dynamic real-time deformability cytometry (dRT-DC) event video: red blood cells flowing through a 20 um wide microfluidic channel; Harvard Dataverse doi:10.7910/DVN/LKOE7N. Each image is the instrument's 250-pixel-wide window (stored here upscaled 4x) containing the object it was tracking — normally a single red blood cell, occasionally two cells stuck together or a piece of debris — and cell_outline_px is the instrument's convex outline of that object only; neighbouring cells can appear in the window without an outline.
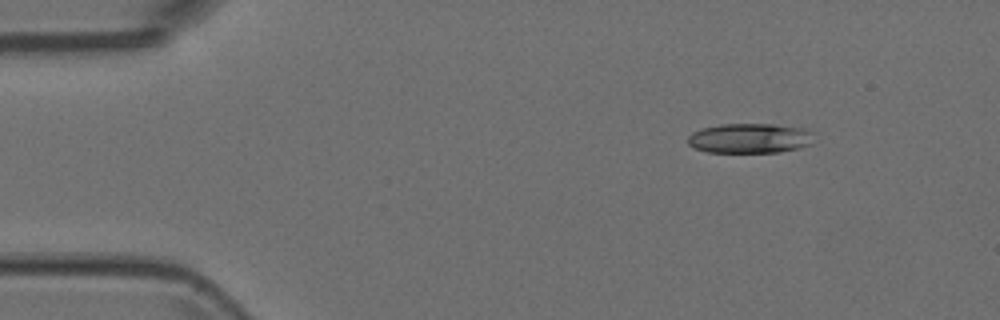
{"species": "Egyptian fruit bat (a non-hibernating species)", "species_latin": "Rousettus aegyptiacus", "temperature_condition": "room temperature", "stored_images_in_passage": 13, "camera_frame_rate_fps": 3000, "um_per_image_px": 0.085, "animal": {"sex": "female"}, "frame": {"image": 1, "passage_image": 1, "time_ms": 0.0, "image_size_px": [1000, 320], "cell_outline_px": [[812, 144], [800, 148], [780, 152], [708, 152], [696, 148], [688, 144], [688, 136], [692, 132], [700, 128], [720, 124], [772, 124], [804, 128], [812, 132]], "centroid_in_image_um": [63.73, 11.75], "position_along_channel_um": 21.3, "area_um2": 22.02}}
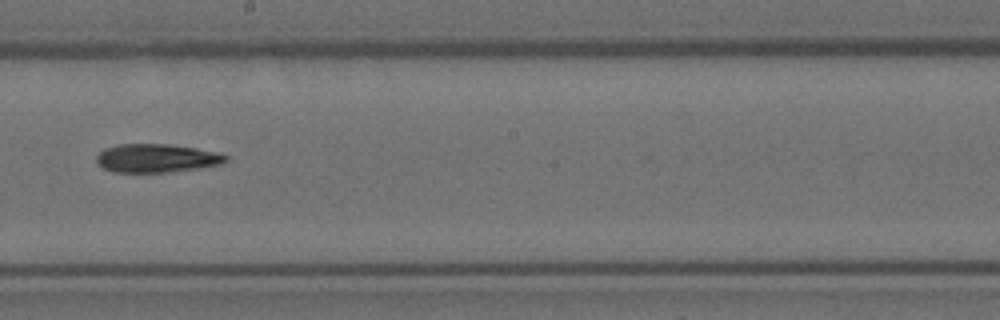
{"frame": {"image": 2, "passage_image": 7, "time_ms": 2.0, "image_size_px": [1000, 320], "cell_outline_px": [[228, 160], [224, 164], [196, 168], [164, 172], [112, 172], [104, 168], [96, 160], [96, 156], [104, 148], [120, 144], [168, 144], [196, 148], [216, 152], [228, 156]], "centroid_in_image_um": [13.31, 13.44], "position_along_channel_um": 234.9, "area_um2": 21.33}}
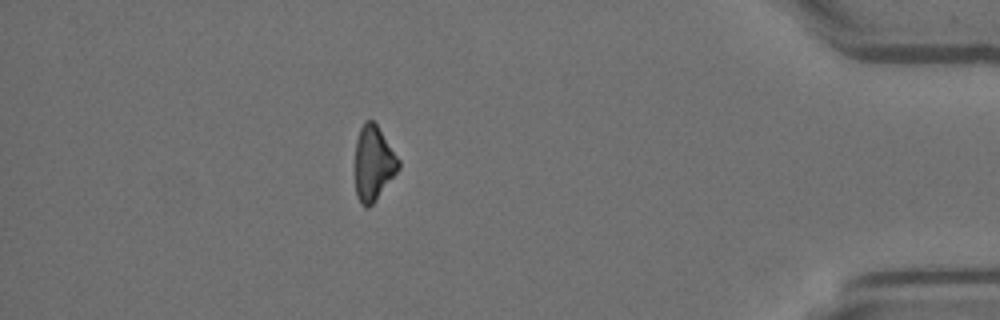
{"frame": {"image": 3, "passage_image": 12, "time_ms": 3.667, "image_size_px": [1000, 320], "cell_outline_px": [[400, 168], [376, 200], [368, 208], [360, 204], [356, 196], [356, 140], [360, 128], [364, 120], [372, 120], [376, 124], [400, 160]], "centroid_in_image_um": [31.74, 13.89], "position_along_channel_um": 403.5, "area_um2": 18.84}}